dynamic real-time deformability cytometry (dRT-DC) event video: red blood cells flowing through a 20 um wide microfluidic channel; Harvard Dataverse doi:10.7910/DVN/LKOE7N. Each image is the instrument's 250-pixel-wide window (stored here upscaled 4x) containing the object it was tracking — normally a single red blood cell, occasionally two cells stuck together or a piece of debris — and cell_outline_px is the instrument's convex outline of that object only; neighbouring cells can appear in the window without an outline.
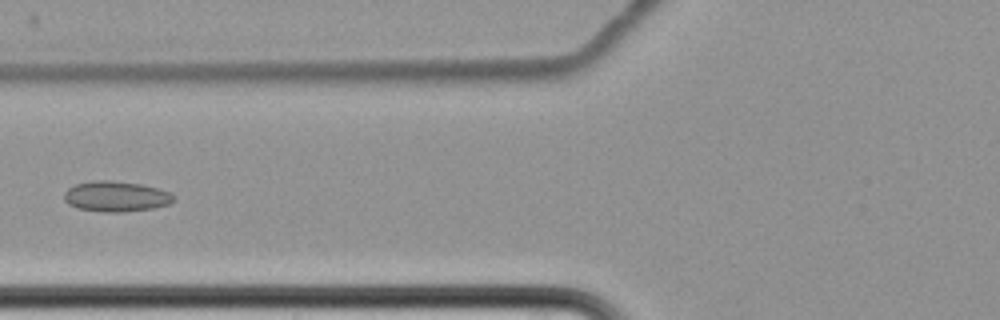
{"species": "common noctule bat (a hibernating species)", "species_latin": "Nyctalus noctula", "temperature_condition": "cold", "stored_images_in_passage": 8, "camera_frame_rate_fps": 3000, "um_per_image_px": 0.085, "animal": {"sex": "female", "body_mass_g": 22.7, "forearm_length_mm": 54.2}, "frame": {"image": 1, "passage_image": 8, "time_ms": 8.667, "image_size_px": [1000, 320], "cell_outline_px": [[176, 200], [168, 204], [152, 208], [124, 212], [100, 212], [80, 208], [68, 204], [64, 200], [64, 192], [68, 188], [76, 184], [92, 180], [112, 180], [140, 184], [160, 188], [176, 196]], "centroid_in_image_um": [9.87, 16.69], "position_along_channel_um": 115.9, "area_um2": 19.59}}